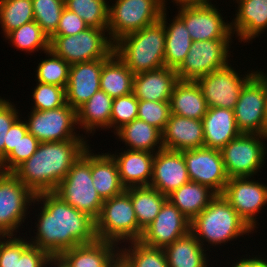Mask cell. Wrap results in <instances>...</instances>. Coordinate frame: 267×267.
Returning <instances> with one entry per match:
<instances>
[{"mask_svg":"<svg viewBox=\"0 0 267 267\" xmlns=\"http://www.w3.org/2000/svg\"><path fill=\"white\" fill-rule=\"evenodd\" d=\"M259 256V257H258ZM253 255L252 257L249 255V258L244 256V258H239L236 262L232 263L230 267H267V259L261 257L263 255ZM246 257V258H245Z\"/></svg>","mask_w":267,"mask_h":267,"instance_id":"816d5d0a","label":"cell"},{"mask_svg":"<svg viewBox=\"0 0 267 267\" xmlns=\"http://www.w3.org/2000/svg\"><path fill=\"white\" fill-rule=\"evenodd\" d=\"M165 27L159 20L114 42V53L135 75L165 66Z\"/></svg>","mask_w":267,"mask_h":267,"instance_id":"277c9868","label":"cell"},{"mask_svg":"<svg viewBox=\"0 0 267 267\" xmlns=\"http://www.w3.org/2000/svg\"><path fill=\"white\" fill-rule=\"evenodd\" d=\"M49 40V49L70 65L109 59L114 54L108 29L89 27L76 35L51 36Z\"/></svg>","mask_w":267,"mask_h":267,"instance_id":"52a82bcc","label":"cell"},{"mask_svg":"<svg viewBox=\"0 0 267 267\" xmlns=\"http://www.w3.org/2000/svg\"><path fill=\"white\" fill-rule=\"evenodd\" d=\"M134 74L114 53L104 64L100 76V90L112 98L133 92Z\"/></svg>","mask_w":267,"mask_h":267,"instance_id":"836d02e7","label":"cell"},{"mask_svg":"<svg viewBox=\"0 0 267 267\" xmlns=\"http://www.w3.org/2000/svg\"><path fill=\"white\" fill-rule=\"evenodd\" d=\"M65 8L76 13L89 27L108 29V0H64Z\"/></svg>","mask_w":267,"mask_h":267,"instance_id":"f35d334b","label":"cell"},{"mask_svg":"<svg viewBox=\"0 0 267 267\" xmlns=\"http://www.w3.org/2000/svg\"><path fill=\"white\" fill-rule=\"evenodd\" d=\"M237 3L231 22L233 35L240 42L249 43L267 31V0H233Z\"/></svg>","mask_w":267,"mask_h":267,"instance_id":"44dd1931","label":"cell"},{"mask_svg":"<svg viewBox=\"0 0 267 267\" xmlns=\"http://www.w3.org/2000/svg\"><path fill=\"white\" fill-rule=\"evenodd\" d=\"M114 135L128 150L156 153L163 149L162 132L138 118L120 128Z\"/></svg>","mask_w":267,"mask_h":267,"instance_id":"4dcf8cb0","label":"cell"},{"mask_svg":"<svg viewBox=\"0 0 267 267\" xmlns=\"http://www.w3.org/2000/svg\"><path fill=\"white\" fill-rule=\"evenodd\" d=\"M212 3L177 7V15L184 21L192 41L234 37L231 22H225L221 10Z\"/></svg>","mask_w":267,"mask_h":267,"instance_id":"2e32d148","label":"cell"},{"mask_svg":"<svg viewBox=\"0 0 267 267\" xmlns=\"http://www.w3.org/2000/svg\"><path fill=\"white\" fill-rule=\"evenodd\" d=\"M190 181L209 187L222 194L228 177L225 172L221 151L208 147L183 150Z\"/></svg>","mask_w":267,"mask_h":267,"instance_id":"e0dca14e","label":"cell"},{"mask_svg":"<svg viewBox=\"0 0 267 267\" xmlns=\"http://www.w3.org/2000/svg\"><path fill=\"white\" fill-rule=\"evenodd\" d=\"M24 237V239H23ZM0 236V267H17L21 255L31 246L25 236Z\"/></svg>","mask_w":267,"mask_h":267,"instance_id":"f6af8a7d","label":"cell"},{"mask_svg":"<svg viewBox=\"0 0 267 267\" xmlns=\"http://www.w3.org/2000/svg\"><path fill=\"white\" fill-rule=\"evenodd\" d=\"M95 232L97 239L118 245L141 239L143 230L138 226L131 197L126 191L103 201L95 220Z\"/></svg>","mask_w":267,"mask_h":267,"instance_id":"5b68a950","label":"cell"},{"mask_svg":"<svg viewBox=\"0 0 267 267\" xmlns=\"http://www.w3.org/2000/svg\"><path fill=\"white\" fill-rule=\"evenodd\" d=\"M92 151L93 149L91 150V176L98 195L104 201L122 194L126 188L121 183L116 161L109 152L96 154Z\"/></svg>","mask_w":267,"mask_h":267,"instance_id":"f1b7e54d","label":"cell"},{"mask_svg":"<svg viewBox=\"0 0 267 267\" xmlns=\"http://www.w3.org/2000/svg\"><path fill=\"white\" fill-rule=\"evenodd\" d=\"M113 98L103 90H98L92 97L76 110L77 127L91 136L96 129L109 130Z\"/></svg>","mask_w":267,"mask_h":267,"instance_id":"f546056e","label":"cell"},{"mask_svg":"<svg viewBox=\"0 0 267 267\" xmlns=\"http://www.w3.org/2000/svg\"><path fill=\"white\" fill-rule=\"evenodd\" d=\"M258 71L255 69L240 75L232 63H228L200 77L197 83L203 91L208 108L221 107L234 110L242 88Z\"/></svg>","mask_w":267,"mask_h":267,"instance_id":"5bb4252c","label":"cell"},{"mask_svg":"<svg viewBox=\"0 0 267 267\" xmlns=\"http://www.w3.org/2000/svg\"><path fill=\"white\" fill-rule=\"evenodd\" d=\"M69 267L66 262L59 256V255H56V256H50L44 267Z\"/></svg>","mask_w":267,"mask_h":267,"instance_id":"db71d44e","label":"cell"},{"mask_svg":"<svg viewBox=\"0 0 267 267\" xmlns=\"http://www.w3.org/2000/svg\"><path fill=\"white\" fill-rule=\"evenodd\" d=\"M120 149L121 152L109 154L117 163L122 185L125 188L149 186L155 153Z\"/></svg>","mask_w":267,"mask_h":267,"instance_id":"cb8c5ba5","label":"cell"},{"mask_svg":"<svg viewBox=\"0 0 267 267\" xmlns=\"http://www.w3.org/2000/svg\"><path fill=\"white\" fill-rule=\"evenodd\" d=\"M33 20L32 0H0V26L3 37Z\"/></svg>","mask_w":267,"mask_h":267,"instance_id":"74e56055","label":"cell"},{"mask_svg":"<svg viewBox=\"0 0 267 267\" xmlns=\"http://www.w3.org/2000/svg\"><path fill=\"white\" fill-rule=\"evenodd\" d=\"M191 221L168 199L156 218L143 230L139 241L143 244L164 249L190 232Z\"/></svg>","mask_w":267,"mask_h":267,"instance_id":"ac0fdd59","label":"cell"},{"mask_svg":"<svg viewBox=\"0 0 267 267\" xmlns=\"http://www.w3.org/2000/svg\"><path fill=\"white\" fill-rule=\"evenodd\" d=\"M252 231L222 194H217L190 224V232L202 247L210 244V248L226 245L245 234L251 235Z\"/></svg>","mask_w":267,"mask_h":267,"instance_id":"3957f363","label":"cell"},{"mask_svg":"<svg viewBox=\"0 0 267 267\" xmlns=\"http://www.w3.org/2000/svg\"><path fill=\"white\" fill-rule=\"evenodd\" d=\"M162 145L173 151L204 147L202 120L171 114L162 131Z\"/></svg>","mask_w":267,"mask_h":267,"instance_id":"7402d4cb","label":"cell"},{"mask_svg":"<svg viewBox=\"0 0 267 267\" xmlns=\"http://www.w3.org/2000/svg\"><path fill=\"white\" fill-rule=\"evenodd\" d=\"M138 99L134 93L113 98L112 112L110 117V129L115 134L124 125L137 118Z\"/></svg>","mask_w":267,"mask_h":267,"instance_id":"7bdbcfd3","label":"cell"},{"mask_svg":"<svg viewBox=\"0 0 267 267\" xmlns=\"http://www.w3.org/2000/svg\"><path fill=\"white\" fill-rule=\"evenodd\" d=\"M216 195L209 187L189 181L169 194L167 199L192 221Z\"/></svg>","mask_w":267,"mask_h":267,"instance_id":"d6a6232c","label":"cell"},{"mask_svg":"<svg viewBox=\"0 0 267 267\" xmlns=\"http://www.w3.org/2000/svg\"><path fill=\"white\" fill-rule=\"evenodd\" d=\"M233 39L193 41L184 61L176 69L181 81H197L231 61Z\"/></svg>","mask_w":267,"mask_h":267,"instance_id":"4fadbf2b","label":"cell"},{"mask_svg":"<svg viewBox=\"0 0 267 267\" xmlns=\"http://www.w3.org/2000/svg\"><path fill=\"white\" fill-rule=\"evenodd\" d=\"M36 86L32 90L33 106L31 109L47 111L60 108L66 104L65 88L53 84H44L36 81Z\"/></svg>","mask_w":267,"mask_h":267,"instance_id":"b9f144b4","label":"cell"},{"mask_svg":"<svg viewBox=\"0 0 267 267\" xmlns=\"http://www.w3.org/2000/svg\"><path fill=\"white\" fill-rule=\"evenodd\" d=\"M50 255L39 247L30 246L18 260L17 267H44Z\"/></svg>","mask_w":267,"mask_h":267,"instance_id":"681fc988","label":"cell"},{"mask_svg":"<svg viewBox=\"0 0 267 267\" xmlns=\"http://www.w3.org/2000/svg\"><path fill=\"white\" fill-rule=\"evenodd\" d=\"M34 199L35 194L12 172L0 171V236H17Z\"/></svg>","mask_w":267,"mask_h":267,"instance_id":"30bf717a","label":"cell"},{"mask_svg":"<svg viewBox=\"0 0 267 267\" xmlns=\"http://www.w3.org/2000/svg\"><path fill=\"white\" fill-rule=\"evenodd\" d=\"M265 142L267 135L248 133H242L228 142L220 150L227 177H254L261 173L267 157Z\"/></svg>","mask_w":267,"mask_h":267,"instance_id":"ba28073f","label":"cell"},{"mask_svg":"<svg viewBox=\"0 0 267 267\" xmlns=\"http://www.w3.org/2000/svg\"><path fill=\"white\" fill-rule=\"evenodd\" d=\"M169 1V0H168ZM160 7L163 10H166L168 6L167 0H158ZM176 6L183 7V6H193V5H203L212 2V0H172Z\"/></svg>","mask_w":267,"mask_h":267,"instance_id":"f5cc1de1","label":"cell"},{"mask_svg":"<svg viewBox=\"0 0 267 267\" xmlns=\"http://www.w3.org/2000/svg\"><path fill=\"white\" fill-rule=\"evenodd\" d=\"M22 116L19 117L10 127L7 132L5 143V158L12 152L15 146L19 143L20 139L28 132L27 125L23 121Z\"/></svg>","mask_w":267,"mask_h":267,"instance_id":"f907efd6","label":"cell"},{"mask_svg":"<svg viewBox=\"0 0 267 267\" xmlns=\"http://www.w3.org/2000/svg\"><path fill=\"white\" fill-rule=\"evenodd\" d=\"M30 110L28 120H25L27 130L40 143L87 139L79 134L76 110L68 103L47 111Z\"/></svg>","mask_w":267,"mask_h":267,"instance_id":"7c38bea8","label":"cell"},{"mask_svg":"<svg viewBox=\"0 0 267 267\" xmlns=\"http://www.w3.org/2000/svg\"><path fill=\"white\" fill-rule=\"evenodd\" d=\"M209 247H202L195 236L189 232L164 248L169 267H209ZM208 256V257H207Z\"/></svg>","mask_w":267,"mask_h":267,"instance_id":"1f68e13d","label":"cell"},{"mask_svg":"<svg viewBox=\"0 0 267 267\" xmlns=\"http://www.w3.org/2000/svg\"><path fill=\"white\" fill-rule=\"evenodd\" d=\"M241 133H267V72L260 70L244 85L234 108Z\"/></svg>","mask_w":267,"mask_h":267,"instance_id":"9c48e42d","label":"cell"},{"mask_svg":"<svg viewBox=\"0 0 267 267\" xmlns=\"http://www.w3.org/2000/svg\"><path fill=\"white\" fill-rule=\"evenodd\" d=\"M131 197L138 226L144 230L159 214L167 196L153 187H130L125 190Z\"/></svg>","mask_w":267,"mask_h":267,"instance_id":"e575fe53","label":"cell"},{"mask_svg":"<svg viewBox=\"0 0 267 267\" xmlns=\"http://www.w3.org/2000/svg\"><path fill=\"white\" fill-rule=\"evenodd\" d=\"M189 181L182 151L163 148L155 153L150 187L168 196Z\"/></svg>","mask_w":267,"mask_h":267,"instance_id":"d6986e66","label":"cell"},{"mask_svg":"<svg viewBox=\"0 0 267 267\" xmlns=\"http://www.w3.org/2000/svg\"><path fill=\"white\" fill-rule=\"evenodd\" d=\"M54 193L78 211L96 220L103 200L98 195L91 176V147L79 157Z\"/></svg>","mask_w":267,"mask_h":267,"instance_id":"8992f818","label":"cell"},{"mask_svg":"<svg viewBox=\"0 0 267 267\" xmlns=\"http://www.w3.org/2000/svg\"><path fill=\"white\" fill-rule=\"evenodd\" d=\"M34 21L50 38L58 27L63 9L64 0H32Z\"/></svg>","mask_w":267,"mask_h":267,"instance_id":"60d3db41","label":"cell"},{"mask_svg":"<svg viewBox=\"0 0 267 267\" xmlns=\"http://www.w3.org/2000/svg\"><path fill=\"white\" fill-rule=\"evenodd\" d=\"M5 39L9 40L16 49L26 53H35L39 50L46 52L49 50L50 40L34 20L13 30Z\"/></svg>","mask_w":267,"mask_h":267,"instance_id":"8d00e7d4","label":"cell"},{"mask_svg":"<svg viewBox=\"0 0 267 267\" xmlns=\"http://www.w3.org/2000/svg\"><path fill=\"white\" fill-rule=\"evenodd\" d=\"M178 81L176 69L165 66L137 73L133 79V93L138 100L170 101L173 88Z\"/></svg>","mask_w":267,"mask_h":267,"instance_id":"d4e9b609","label":"cell"},{"mask_svg":"<svg viewBox=\"0 0 267 267\" xmlns=\"http://www.w3.org/2000/svg\"><path fill=\"white\" fill-rule=\"evenodd\" d=\"M44 54L48 58L42 59L37 66L36 81L44 84H53L66 88L69 77L70 64L63 58L55 55L50 49Z\"/></svg>","mask_w":267,"mask_h":267,"instance_id":"ab89813d","label":"cell"},{"mask_svg":"<svg viewBox=\"0 0 267 267\" xmlns=\"http://www.w3.org/2000/svg\"><path fill=\"white\" fill-rule=\"evenodd\" d=\"M33 204L41 206L34 223L33 233L36 235L29 242L50 256L60 255L67 249L97 239L95 220L64 202L54 192L36 194Z\"/></svg>","mask_w":267,"mask_h":267,"instance_id":"6da1fadb","label":"cell"},{"mask_svg":"<svg viewBox=\"0 0 267 267\" xmlns=\"http://www.w3.org/2000/svg\"><path fill=\"white\" fill-rule=\"evenodd\" d=\"M112 267H126L125 264L119 259Z\"/></svg>","mask_w":267,"mask_h":267,"instance_id":"11a10c76","label":"cell"},{"mask_svg":"<svg viewBox=\"0 0 267 267\" xmlns=\"http://www.w3.org/2000/svg\"><path fill=\"white\" fill-rule=\"evenodd\" d=\"M204 131V146L221 150L232 139L242 133L239 131L234 110L213 107L208 108L202 118Z\"/></svg>","mask_w":267,"mask_h":267,"instance_id":"484cf974","label":"cell"},{"mask_svg":"<svg viewBox=\"0 0 267 267\" xmlns=\"http://www.w3.org/2000/svg\"><path fill=\"white\" fill-rule=\"evenodd\" d=\"M87 28L89 26L82 18L76 13L64 8L56 32L52 36L76 35Z\"/></svg>","mask_w":267,"mask_h":267,"instance_id":"c3c4849f","label":"cell"},{"mask_svg":"<svg viewBox=\"0 0 267 267\" xmlns=\"http://www.w3.org/2000/svg\"><path fill=\"white\" fill-rule=\"evenodd\" d=\"M167 9L161 13L160 21L165 27V67L177 69L184 61L192 45V39L184 21L176 14L167 18Z\"/></svg>","mask_w":267,"mask_h":267,"instance_id":"4316f807","label":"cell"},{"mask_svg":"<svg viewBox=\"0 0 267 267\" xmlns=\"http://www.w3.org/2000/svg\"><path fill=\"white\" fill-rule=\"evenodd\" d=\"M39 143L31 133L27 132L12 152L0 163V171L12 172L36 152Z\"/></svg>","mask_w":267,"mask_h":267,"instance_id":"bcb514c9","label":"cell"},{"mask_svg":"<svg viewBox=\"0 0 267 267\" xmlns=\"http://www.w3.org/2000/svg\"><path fill=\"white\" fill-rule=\"evenodd\" d=\"M17 104L0 96V163L5 159V141L11 125L21 116Z\"/></svg>","mask_w":267,"mask_h":267,"instance_id":"7dc6e473","label":"cell"},{"mask_svg":"<svg viewBox=\"0 0 267 267\" xmlns=\"http://www.w3.org/2000/svg\"><path fill=\"white\" fill-rule=\"evenodd\" d=\"M222 195L253 230L252 233L256 232L259 223L256 217L267 204V185L255 181L254 177H233L228 179Z\"/></svg>","mask_w":267,"mask_h":267,"instance_id":"9a60e30c","label":"cell"},{"mask_svg":"<svg viewBox=\"0 0 267 267\" xmlns=\"http://www.w3.org/2000/svg\"><path fill=\"white\" fill-rule=\"evenodd\" d=\"M171 115L170 101L138 100L137 118L155 126L161 132Z\"/></svg>","mask_w":267,"mask_h":267,"instance_id":"ee69618b","label":"cell"},{"mask_svg":"<svg viewBox=\"0 0 267 267\" xmlns=\"http://www.w3.org/2000/svg\"><path fill=\"white\" fill-rule=\"evenodd\" d=\"M108 59H97L70 65L68 83L65 88L66 103L77 110L100 90L103 64Z\"/></svg>","mask_w":267,"mask_h":267,"instance_id":"ffe728a7","label":"cell"},{"mask_svg":"<svg viewBox=\"0 0 267 267\" xmlns=\"http://www.w3.org/2000/svg\"><path fill=\"white\" fill-rule=\"evenodd\" d=\"M87 141L39 143L36 152L12 173L35 195L54 192L73 164L91 146Z\"/></svg>","mask_w":267,"mask_h":267,"instance_id":"7a4b0ae2","label":"cell"},{"mask_svg":"<svg viewBox=\"0 0 267 267\" xmlns=\"http://www.w3.org/2000/svg\"><path fill=\"white\" fill-rule=\"evenodd\" d=\"M109 4L108 33L113 42L160 20L158 0H113Z\"/></svg>","mask_w":267,"mask_h":267,"instance_id":"8fae6325","label":"cell"},{"mask_svg":"<svg viewBox=\"0 0 267 267\" xmlns=\"http://www.w3.org/2000/svg\"><path fill=\"white\" fill-rule=\"evenodd\" d=\"M59 256L69 267H112L119 260V245L96 239L67 249Z\"/></svg>","mask_w":267,"mask_h":267,"instance_id":"603a6c76","label":"cell"},{"mask_svg":"<svg viewBox=\"0 0 267 267\" xmlns=\"http://www.w3.org/2000/svg\"><path fill=\"white\" fill-rule=\"evenodd\" d=\"M171 114L202 120L208 106L197 81L179 80L170 98Z\"/></svg>","mask_w":267,"mask_h":267,"instance_id":"83f0119b","label":"cell"},{"mask_svg":"<svg viewBox=\"0 0 267 267\" xmlns=\"http://www.w3.org/2000/svg\"><path fill=\"white\" fill-rule=\"evenodd\" d=\"M126 243L119 246V259L126 267H169L164 249L147 246L139 240Z\"/></svg>","mask_w":267,"mask_h":267,"instance_id":"d590c367","label":"cell"}]
</instances>
